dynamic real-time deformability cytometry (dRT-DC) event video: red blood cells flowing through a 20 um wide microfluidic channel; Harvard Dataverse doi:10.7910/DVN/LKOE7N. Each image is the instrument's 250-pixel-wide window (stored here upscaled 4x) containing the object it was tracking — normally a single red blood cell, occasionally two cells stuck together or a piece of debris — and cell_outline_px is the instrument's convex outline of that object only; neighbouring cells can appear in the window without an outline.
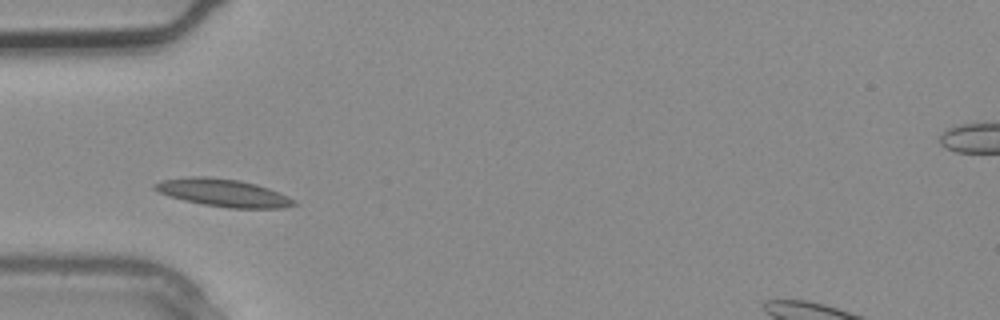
{"species": "common noctule bat (a hibernating species)", "species_latin": "Nyctalus noctula", "temperature_condition": "warm", "stored_images_in_passage": 2, "camera_frame_rate_fps": 3000, "um_per_image_px": 0.085, "animal": {"sex": "male", "body_mass_g": 20.4}, "frame": {"image": 1, "passage_image": 2, "time_ms": 0.333, "image_size_px": [1000, 320], "cell_outline_px": [[300, 204], [284, 208], [228, 208], [204, 204], [184, 200], [168, 196], [152, 188], [152, 184], [160, 180], [188, 176], [208, 176], [240, 180], [256, 184], [268, 188], [288, 196], [296, 200]], "centroid_in_image_um": [18.98, 16.38], "position_along_channel_um": 66.0, "area_um2": 22.66}}